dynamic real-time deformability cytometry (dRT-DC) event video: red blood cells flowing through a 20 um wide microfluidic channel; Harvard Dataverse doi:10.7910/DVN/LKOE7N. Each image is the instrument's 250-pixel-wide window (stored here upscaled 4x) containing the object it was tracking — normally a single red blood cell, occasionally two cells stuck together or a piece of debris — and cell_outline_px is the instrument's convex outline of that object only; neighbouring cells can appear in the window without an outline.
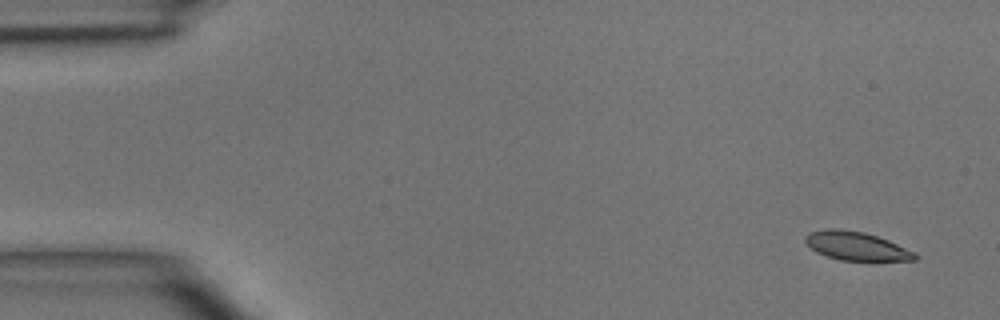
{"species": "common noctule bat (a hibernating species)", "species_latin": "Nyctalus noctula", "temperature_condition": "room temperature", "stored_images_in_passage": 5, "camera_frame_rate_fps": 3000, "um_per_image_px": 0.085, "animal": {"sex": "male", "body_mass_g": 15.6}, "frame": {"image": 1, "passage_image": 1, "time_ms": 0.0, "image_size_px": [1000, 320], "cell_outline_px": [[920, 256], [916, 260], [840, 260], [816, 252], [804, 240], [804, 236], [808, 232], [828, 228], [836, 228], [864, 232], [888, 240], [916, 252]], "centroid_in_image_um": [72.79, 20.9], "position_along_channel_um": 12.2, "area_um2": 18.21}}